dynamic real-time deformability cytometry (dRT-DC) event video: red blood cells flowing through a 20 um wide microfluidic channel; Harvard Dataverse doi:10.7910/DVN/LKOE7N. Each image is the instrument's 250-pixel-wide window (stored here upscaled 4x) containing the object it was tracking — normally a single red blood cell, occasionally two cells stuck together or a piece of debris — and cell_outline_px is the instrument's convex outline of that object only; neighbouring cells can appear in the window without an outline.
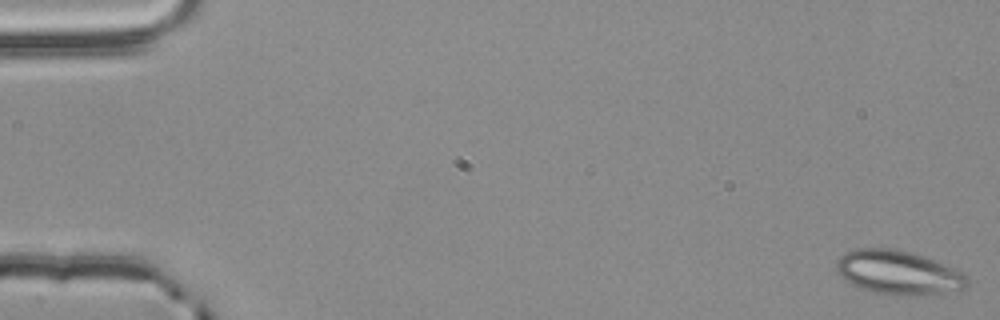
{"species": "common noctule bat (a hibernating species)", "species_latin": "Nyctalus noctula", "temperature_condition": "room temperature", "stored_images_in_passage": 55, "camera_frame_rate_fps": 3000, "um_per_image_px": 0.085, "animal": {"sex": "male", "body_mass_g": 20.4}, "frame": {"image": 1, "passage_image": 1, "time_ms": 0.0, "image_size_px": [1000, 320], "cell_outline_px": [[968, 284], [964, 288], [928, 296], [896, 296], [872, 292], [860, 288], [844, 280], [836, 272], [836, 260], [840, 256], [848, 252], [860, 248], [888, 248], [912, 252], [924, 256], [964, 272], [968, 276]], "centroid_in_image_um": [76.37, 23.19], "position_along_channel_um": 8.6, "area_um2": 33.99}}
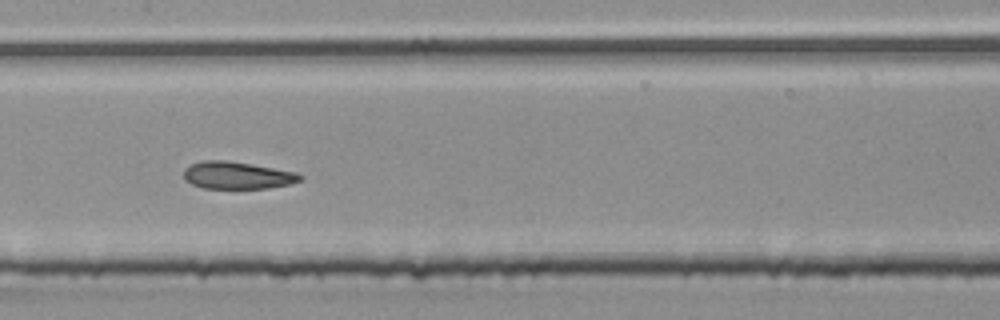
{"frame": {"image": 2, "passage_image": 28, "time_ms": 9.0, "image_size_px": [1000, 320], "cell_outline_px": [[304, 176], [300, 180], [292, 184], [268, 188], [200, 188], [184, 180], [184, 168], [192, 164], [204, 160], [224, 160], [296, 172]], "centroid_in_image_um": [20.15, 14.91], "position_along_channel_um": 187.3, "area_um2": 18.38}}
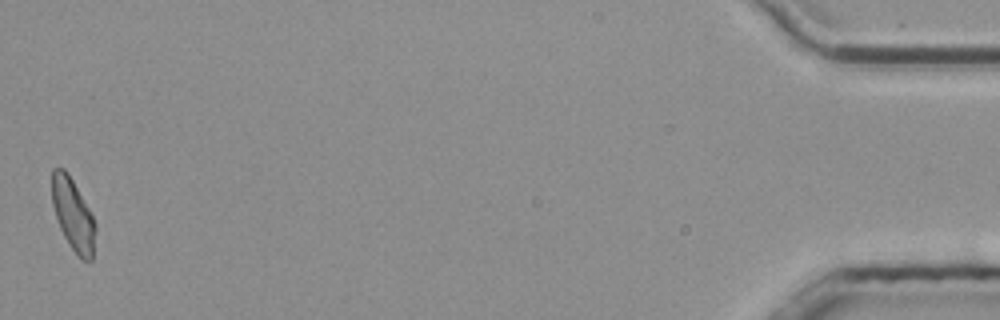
{"frame": {"image": 3, "passage_image": 55, "time_ms": 18.0, "image_size_px": [1000, 320], "cell_outline_px": [[96, 232], [92, 260], [80, 260], [76, 256], [68, 244], [56, 220], [52, 204], [52, 168], [64, 168], [72, 180], [88, 208], [96, 224]], "centroid_in_image_um": [6.2, 18.3], "position_along_channel_um": 429.0, "area_um2": 18.26}, "authors_computed_cell_mechanics": {"area_um2": 19.074, "velocity_mm_per_s": 3.7996, "shape_relaxation_time_tau1_ms": 10.6597, "shape_relaxation_time_tau2_ms": 1.5114, "deformation_change_tau1": 0.1628, "deformation_change_tau2": 0.0768}}